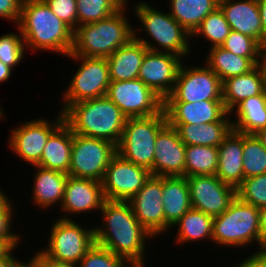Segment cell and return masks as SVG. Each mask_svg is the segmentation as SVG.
I'll return each mask as SVG.
<instances>
[{
	"mask_svg": "<svg viewBox=\"0 0 266 267\" xmlns=\"http://www.w3.org/2000/svg\"><path fill=\"white\" fill-rule=\"evenodd\" d=\"M37 118L17 123V127L9 130L10 135L7 138L9 151L31 166L40 162L50 135L64 122L61 111L57 112L54 120L44 116Z\"/></svg>",
	"mask_w": 266,
	"mask_h": 267,
	"instance_id": "obj_10",
	"label": "cell"
},
{
	"mask_svg": "<svg viewBox=\"0 0 266 267\" xmlns=\"http://www.w3.org/2000/svg\"><path fill=\"white\" fill-rule=\"evenodd\" d=\"M151 172L116 153L101 181L105 200L129 201L150 178Z\"/></svg>",
	"mask_w": 266,
	"mask_h": 267,
	"instance_id": "obj_14",
	"label": "cell"
},
{
	"mask_svg": "<svg viewBox=\"0 0 266 267\" xmlns=\"http://www.w3.org/2000/svg\"><path fill=\"white\" fill-rule=\"evenodd\" d=\"M106 96L127 118L156 115L163 109V100L138 78L111 81Z\"/></svg>",
	"mask_w": 266,
	"mask_h": 267,
	"instance_id": "obj_13",
	"label": "cell"
},
{
	"mask_svg": "<svg viewBox=\"0 0 266 267\" xmlns=\"http://www.w3.org/2000/svg\"><path fill=\"white\" fill-rule=\"evenodd\" d=\"M34 252L32 257L30 256L27 258L28 260H25V258L23 259L24 261L19 259L15 267H45V260L43 257L37 251Z\"/></svg>",
	"mask_w": 266,
	"mask_h": 267,
	"instance_id": "obj_46",
	"label": "cell"
},
{
	"mask_svg": "<svg viewBox=\"0 0 266 267\" xmlns=\"http://www.w3.org/2000/svg\"><path fill=\"white\" fill-rule=\"evenodd\" d=\"M127 8L132 7L123 6L106 19L78 26L73 32V46L69 55L107 58L127 44L134 38V27L128 20Z\"/></svg>",
	"mask_w": 266,
	"mask_h": 267,
	"instance_id": "obj_5",
	"label": "cell"
},
{
	"mask_svg": "<svg viewBox=\"0 0 266 267\" xmlns=\"http://www.w3.org/2000/svg\"><path fill=\"white\" fill-rule=\"evenodd\" d=\"M166 124L167 117L163 109L156 115L127 118L123 135L116 146L117 153L148 169L153 175L155 141Z\"/></svg>",
	"mask_w": 266,
	"mask_h": 267,
	"instance_id": "obj_8",
	"label": "cell"
},
{
	"mask_svg": "<svg viewBox=\"0 0 266 267\" xmlns=\"http://www.w3.org/2000/svg\"><path fill=\"white\" fill-rule=\"evenodd\" d=\"M261 23L263 27V35L266 39V0H258Z\"/></svg>",
	"mask_w": 266,
	"mask_h": 267,
	"instance_id": "obj_50",
	"label": "cell"
},
{
	"mask_svg": "<svg viewBox=\"0 0 266 267\" xmlns=\"http://www.w3.org/2000/svg\"><path fill=\"white\" fill-rule=\"evenodd\" d=\"M148 48L132 38L106 58L111 81H128L138 78L140 66Z\"/></svg>",
	"mask_w": 266,
	"mask_h": 267,
	"instance_id": "obj_26",
	"label": "cell"
},
{
	"mask_svg": "<svg viewBox=\"0 0 266 267\" xmlns=\"http://www.w3.org/2000/svg\"><path fill=\"white\" fill-rule=\"evenodd\" d=\"M183 61L171 94L163 102L222 100V81L204 62L197 66ZM199 65V66H198Z\"/></svg>",
	"mask_w": 266,
	"mask_h": 267,
	"instance_id": "obj_11",
	"label": "cell"
},
{
	"mask_svg": "<svg viewBox=\"0 0 266 267\" xmlns=\"http://www.w3.org/2000/svg\"><path fill=\"white\" fill-rule=\"evenodd\" d=\"M71 131L118 145L127 117L107 96L70 104L63 112Z\"/></svg>",
	"mask_w": 266,
	"mask_h": 267,
	"instance_id": "obj_4",
	"label": "cell"
},
{
	"mask_svg": "<svg viewBox=\"0 0 266 267\" xmlns=\"http://www.w3.org/2000/svg\"><path fill=\"white\" fill-rule=\"evenodd\" d=\"M213 244L221 248L257 246L260 252V212L257 207L241 201L237 196L229 207L213 218ZM223 246V247H222Z\"/></svg>",
	"mask_w": 266,
	"mask_h": 267,
	"instance_id": "obj_6",
	"label": "cell"
},
{
	"mask_svg": "<svg viewBox=\"0 0 266 267\" xmlns=\"http://www.w3.org/2000/svg\"><path fill=\"white\" fill-rule=\"evenodd\" d=\"M78 26L106 19L117 11L123 4L119 0H76Z\"/></svg>",
	"mask_w": 266,
	"mask_h": 267,
	"instance_id": "obj_36",
	"label": "cell"
},
{
	"mask_svg": "<svg viewBox=\"0 0 266 267\" xmlns=\"http://www.w3.org/2000/svg\"><path fill=\"white\" fill-rule=\"evenodd\" d=\"M10 196H7V192L2 191L0 188V205Z\"/></svg>",
	"mask_w": 266,
	"mask_h": 267,
	"instance_id": "obj_54",
	"label": "cell"
},
{
	"mask_svg": "<svg viewBox=\"0 0 266 267\" xmlns=\"http://www.w3.org/2000/svg\"><path fill=\"white\" fill-rule=\"evenodd\" d=\"M231 31L230 25L221 9L218 7L214 12L208 14L200 25L191 34V40L203 38L208 42L209 48L221 46Z\"/></svg>",
	"mask_w": 266,
	"mask_h": 267,
	"instance_id": "obj_34",
	"label": "cell"
},
{
	"mask_svg": "<svg viewBox=\"0 0 266 267\" xmlns=\"http://www.w3.org/2000/svg\"><path fill=\"white\" fill-rule=\"evenodd\" d=\"M219 8L231 30L243 33L262 45L265 38L258 0H219Z\"/></svg>",
	"mask_w": 266,
	"mask_h": 267,
	"instance_id": "obj_21",
	"label": "cell"
},
{
	"mask_svg": "<svg viewBox=\"0 0 266 267\" xmlns=\"http://www.w3.org/2000/svg\"><path fill=\"white\" fill-rule=\"evenodd\" d=\"M265 71V90H266V69H264Z\"/></svg>",
	"mask_w": 266,
	"mask_h": 267,
	"instance_id": "obj_58",
	"label": "cell"
},
{
	"mask_svg": "<svg viewBox=\"0 0 266 267\" xmlns=\"http://www.w3.org/2000/svg\"><path fill=\"white\" fill-rule=\"evenodd\" d=\"M213 218L202 211L191 208L172 226V228H177L175 229L177 233L173 242L177 246L179 244V247L193 244L192 242L197 244V241L200 242V240L202 242L205 240H209L210 243L213 242Z\"/></svg>",
	"mask_w": 266,
	"mask_h": 267,
	"instance_id": "obj_29",
	"label": "cell"
},
{
	"mask_svg": "<svg viewBox=\"0 0 266 267\" xmlns=\"http://www.w3.org/2000/svg\"><path fill=\"white\" fill-rule=\"evenodd\" d=\"M26 51H48L67 57L73 46V30L59 19L43 0H23L16 25Z\"/></svg>",
	"mask_w": 266,
	"mask_h": 267,
	"instance_id": "obj_2",
	"label": "cell"
},
{
	"mask_svg": "<svg viewBox=\"0 0 266 267\" xmlns=\"http://www.w3.org/2000/svg\"><path fill=\"white\" fill-rule=\"evenodd\" d=\"M133 5L135 6H132V11L136 16L135 18L139 21L137 23H141L136 26L133 23L135 27L133 29L134 38L136 40L144 44L151 51L175 54L183 60H186L188 56L191 58L190 55L192 56L193 53L191 50L193 48L191 45V34L169 12L161 11V9L153 7L152 4L144 0L136 1ZM142 31L144 36H142Z\"/></svg>",
	"mask_w": 266,
	"mask_h": 267,
	"instance_id": "obj_3",
	"label": "cell"
},
{
	"mask_svg": "<svg viewBox=\"0 0 266 267\" xmlns=\"http://www.w3.org/2000/svg\"><path fill=\"white\" fill-rule=\"evenodd\" d=\"M1 105V104H0ZM5 112H4V108L0 106V120L2 119H6L5 117ZM5 117V118H4Z\"/></svg>",
	"mask_w": 266,
	"mask_h": 267,
	"instance_id": "obj_55",
	"label": "cell"
},
{
	"mask_svg": "<svg viewBox=\"0 0 266 267\" xmlns=\"http://www.w3.org/2000/svg\"><path fill=\"white\" fill-rule=\"evenodd\" d=\"M17 33H5L0 36V61L13 70L26 57L24 38L16 26Z\"/></svg>",
	"mask_w": 266,
	"mask_h": 267,
	"instance_id": "obj_38",
	"label": "cell"
},
{
	"mask_svg": "<svg viewBox=\"0 0 266 267\" xmlns=\"http://www.w3.org/2000/svg\"><path fill=\"white\" fill-rule=\"evenodd\" d=\"M13 69L0 61V84L6 83L12 77Z\"/></svg>",
	"mask_w": 266,
	"mask_h": 267,
	"instance_id": "obj_49",
	"label": "cell"
},
{
	"mask_svg": "<svg viewBox=\"0 0 266 267\" xmlns=\"http://www.w3.org/2000/svg\"><path fill=\"white\" fill-rule=\"evenodd\" d=\"M264 267H266V251H264Z\"/></svg>",
	"mask_w": 266,
	"mask_h": 267,
	"instance_id": "obj_57",
	"label": "cell"
},
{
	"mask_svg": "<svg viewBox=\"0 0 266 267\" xmlns=\"http://www.w3.org/2000/svg\"><path fill=\"white\" fill-rule=\"evenodd\" d=\"M14 206L15 203L11 198H7L0 205V237H23V235L21 236L17 231L13 232L14 217H17V212H15L17 210Z\"/></svg>",
	"mask_w": 266,
	"mask_h": 267,
	"instance_id": "obj_42",
	"label": "cell"
},
{
	"mask_svg": "<svg viewBox=\"0 0 266 267\" xmlns=\"http://www.w3.org/2000/svg\"><path fill=\"white\" fill-rule=\"evenodd\" d=\"M73 132L63 122L49 137L37 166L68 174L71 163Z\"/></svg>",
	"mask_w": 266,
	"mask_h": 267,
	"instance_id": "obj_27",
	"label": "cell"
},
{
	"mask_svg": "<svg viewBox=\"0 0 266 267\" xmlns=\"http://www.w3.org/2000/svg\"><path fill=\"white\" fill-rule=\"evenodd\" d=\"M169 14L190 34L219 7V0H168Z\"/></svg>",
	"mask_w": 266,
	"mask_h": 267,
	"instance_id": "obj_31",
	"label": "cell"
},
{
	"mask_svg": "<svg viewBox=\"0 0 266 267\" xmlns=\"http://www.w3.org/2000/svg\"><path fill=\"white\" fill-rule=\"evenodd\" d=\"M255 135L266 150V128L259 130Z\"/></svg>",
	"mask_w": 266,
	"mask_h": 267,
	"instance_id": "obj_53",
	"label": "cell"
},
{
	"mask_svg": "<svg viewBox=\"0 0 266 267\" xmlns=\"http://www.w3.org/2000/svg\"><path fill=\"white\" fill-rule=\"evenodd\" d=\"M185 149L177 129L167 123L155 141L153 176H185Z\"/></svg>",
	"mask_w": 266,
	"mask_h": 267,
	"instance_id": "obj_20",
	"label": "cell"
},
{
	"mask_svg": "<svg viewBox=\"0 0 266 267\" xmlns=\"http://www.w3.org/2000/svg\"><path fill=\"white\" fill-rule=\"evenodd\" d=\"M221 47L235 55L249 58L256 66L261 63V45L243 33L231 30Z\"/></svg>",
	"mask_w": 266,
	"mask_h": 267,
	"instance_id": "obj_37",
	"label": "cell"
},
{
	"mask_svg": "<svg viewBox=\"0 0 266 267\" xmlns=\"http://www.w3.org/2000/svg\"><path fill=\"white\" fill-rule=\"evenodd\" d=\"M162 199L167 235L172 232V226L192 208L186 177L163 176Z\"/></svg>",
	"mask_w": 266,
	"mask_h": 267,
	"instance_id": "obj_25",
	"label": "cell"
},
{
	"mask_svg": "<svg viewBox=\"0 0 266 267\" xmlns=\"http://www.w3.org/2000/svg\"><path fill=\"white\" fill-rule=\"evenodd\" d=\"M177 129L185 145L219 147L233 129L232 122H211L200 125L169 124Z\"/></svg>",
	"mask_w": 266,
	"mask_h": 267,
	"instance_id": "obj_30",
	"label": "cell"
},
{
	"mask_svg": "<svg viewBox=\"0 0 266 267\" xmlns=\"http://www.w3.org/2000/svg\"><path fill=\"white\" fill-rule=\"evenodd\" d=\"M205 55L203 62L222 82L227 78L249 73L256 67L249 58L235 55L221 46L209 48Z\"/></svg>",
	"mask_w": 266,
	"mask_h": 267,
	"instance_id": "obj_32",
	"label": "cell"
},
{
	"mask_svg": "<svg viewBox=\"0 0 266 267\" xmlns=\"http://www.w3.org/2000/svg\"><path fill=\"white\" fill-rule=\"evenodd\" d=\"M50 10L73 31L78 27L76 0H43Z\"/></svg>",
	"mask_w": 266,
	"mask_h": 267,
	"instance_id": "obj_41",
	"label": "cell"
},
{
	"mask_svg": "<svg viewBox=\"0 0 266 267\" xmlns=\"http://www.w3.org/2000/svg\"><path fill=\"white\" fill-rule=\"evenodd\" d=\"M162 191L163 176L151 175L144 186L128 201L139 223L155 239L165 235Z\"/></svg>",
	"mask_w": 266,
	"mask_h": 267,
	"instance_id": "obj_16",
	"label": "cell"
},
{
	"mask_svg": "<svg viewBox=\"0 0 266 267\" xmlns=\"http://www.w3.org/2000/svg\"><path fill=\"white\" fill-rule=\"evenodd\" d=\"M104 201L101 182L68 176L61 206L57 207L59 212L65 214L60 213L58 218L73 220L72 216L78 217V214L79 216L89 212H92V215L93 212L100 214L98 211L102 209Z\"/></svg>",
	"mask_w": 266,
	"mask_h": 267,
	"instance_id": "obj_18",
	"label": "cell"
},
{
	"mask_svg": "<svg viewBox=\"0 0 266 267\" xmlns=\"http://www.w3.org/2000/svg\"><path fill=\"white\" fill-rule=\"evenodd\" d=\"M183 61L175 54L147 50L139 69L138 79L164 101L174 88Z\"/></svg>",
	"mask_w": 266,
	"mask_h": 267,
	"instance_id": "obj_17",
	"label": "cell"
},
{
	"mask_svg": "<svg viewBox=\"0 0 266 267\" xmlns=\"http://www.w3.org/2000/svg\"><path fill=\"white\" fill-rule=\"evenodd\" d=\"M241 261L235 263L232 267H264V251H260L256 254L247 255L246 258L239 259Z\"/></svg>",
	"mask_w": 266,
	"mask_h": 267,
	"instance_id": "obj_44",
	"label": "cell"
},
{
	"mask_svg": "<svg viewBox=\"0 0 266 267\" xmlns=\"http://www.w3.org/2000/svg\"><path fill=\"white\" fill-rule=\"evenodd\" d=\"M265 91V71L257 65L249 73L227 78L222 82V100L230 113L239 103Z\"/></svg>",
	"mask_w": 266,
	"mask_h": 267,
	"instance_id": "obj_24",
	"label": "cell"
},
{
	"mask_svg": "<svg viewBox=\"0 0 266 267\" xmlns=\"http://www.w3.org/2000/svg\"><path fill=\"white\" fill-rule=\"evenodd\" d=\"M216 176L237 188L244 179L243 134L235 130L224 138L218 147V168Z\"/></svg>",
	"mask_w": 266,
	"mask_h": 267,
	"instance_id": "obj_23",
	"label": "cell"
},
{
	"mask_svg": "<svg viewBox=\"0 0 266 267\" xmlns=\"http://www.w3.org/2000/svg\"><path fill=\"white\" fill-rule=\"evenodd\" d=\"M23 237H0V257L6 255L13 247L21 246Z\"/></svg>",
	"mask_w": 266,
	"mask_h": 267,
	"instance_id": "obj_45",
	"label": "cell"
},
{
	"mask_svg": "<svg viewBox=\"0 0 266 267\" xmlns=\"http://www.w3.org/2000/svg\"><path fill=\"white\" fill-rule=\"evenodd\" d=\"M23 0H0V18L12 22L15 27L20 19Z\"/></svg>",
	"mask_w": 266,
	"mask_h": 267,
	"instance_id": "obj_43",
	"label": "cell"
},
{
	"mask_svg": "<svg viewBox=\"0 0 266 267\" xmlns=\"http://www.w3.org/2000/svg\"><path fill=\"white\" fill-rule=\"evenodd\" d=\"M218 147L186 145L185 177L194 175H216Z\"/></svg>",
	"mask_w": 266,
	"mask_h": 267,
	"instance_id": "obj_33",
	"label": "cell"
},
{
	"mask_svg": "<svg viewBox=\"0 0 266 267\" xmlns=\"http://www.w3.org/2000/svg\"><path fill=\"white\" fill-rule=\"evenodd\" d=\"M168 124L200 125L211 122H232L223 100L198 102H163Z\"/></svg>",
	"mask_w": 266,
	"mask_h": 267,
	"instance_id": "obj_19",
	"label": "cell"
},
{
	"mask_svg": "<svg viewBox=\"0 0 266 267\" xmlns=\"http://www.w3.org/2000/svg\"><path fill=\"white\" fill-rule=\"evenodd\" d=\"M116 153V145L110 141L73 133L68 175L101 182L110 160Z\"/></svg>",
	"mask_w": 266,
	"mask_h": 267,
	"instance_id": "obj_12",
	"label": "cell"
},
{
	"mask_svg": "<svg viewBox=\"0 0 266 267\" xmlns=\"http://www.w3.org/2000/svg\"><path fill=\"white\" fill-rule=\"evenodd\" d=\"M67 58L79 64L68 85L64 87L59 111L63 112L70 104L106 96L111 82L106 58L78 55H68Z\"/></svg>",
	"mask_w": 266,
	"mask_h": 267,
	"instance_id": "obj_9",
	"label": "cell"
},
{
	"mask_svg": "<svg viewBox=\"0 0 266 267\" xmlns=\"http://www.w3.org/2000/svg\"><path fill=\"white\" fill-rule=\"evenodd\" d=\"M35 169L32 184V193L30 202L32 206L40 208V210H51L54 206H61L64 188L68 178V174L45 169L40 166H32ZM58 204V205H57ZM52 207V208H51ZM51 208V209H50Z\"/></svg>",
	"mask_w": 266,
	"mask_h": 267,
	"instance_id": "obj_22",
	"label": "cell"
},
{
	"mask_svg": "<svg viewBox=\"0 0 266 267\" xmlns=\"http://www.w3.org/2000/svg\"><path fill=\"white\" fill-rule=\"evenodd\" d=\"M45 267H79V264L45 261Z\"/></svg>",
	"mask_w": 266,
	"mask_h": 267,
	"instance_id": "obj_51",
	"label": "cell"
},
{
	"mask_svg": "<svg viewBox=\"0 0 266 267\" xmlns=\"http://www.w3.org/2000/svg\"><path fill=\"white\" fill-rule=\"evenodd\" d=\"M99 212L102 224L94 225L95 243L112 251L131 267H146L147 245L155 237L139 223L129 202L105 200Z\"/></svg>",
	"mask_w": 266,
	"mask_h": 267,
	"instance_id": "obj_1",
	"label": "cell"
},
{
	"mask_svg": "<svg viewBox=\"0 0 266 267\" xmlns=\"http://www.w3.org/2000/svg\"><path fill=\"white\" fill-rule=\"evenodd\" d=\"M54 220L49 229V236L46 237L47 246L40 247L36 251L45 261L78 264L95 244L94 226L85 227L81 225L82 222L75 219L67 220L57 217Z\"/></svg>",
	"mask_w": 266,
	"mask_h": 267,
	"instance_id": "obj_7",
	"label": "cell"
},
{
	"mask_svg": "<svg viewBox=\"0 0 266 267\" xmlns=\"http://www.w3.org/2000/svg\"><path fill=\"white\" fill-rule=\"evenodd\" d=\"M244 179L266 174V150L255 134H243Z\"/></svg>",
	"mask_w": 266,
	"mask_h": 267,
	"instance_id": "obj_35",
	"label": "cell"
},
{
	"mask_svg": "<svg viewBox=\"0 0 266 267\" xmlns=\"http://www.w3.org/2000/svg\"><path fill=\"white\" fill-rule=\"evenodd\" d=\"M18 248L19 247H13L6 255L0 257V267H15L19 258L14 253H17V250H19Z\"/></svg>",
	"mask_w": 266,
	"mask_h": 267,
	"instance_id": "obj_48",
	"label": "cell"
},
{
	"mask_svg": "<svg viewBox=\"0 0 266 267\" xmlns=\"http://www.w3.org/2000/svg\"><path fill=\"white\" fill-rule=\"evenodd\" d=\"M260 65L266 69V39L261 45V63Z\"/></svg>",
	"mask_w": 266,
	"mask_h": 267,
	"instance_id": "obj_52",
	"label": "cell"
},
{
	"mask_svg": "<svg viewBox=\"0 0 266 267\" xmlns=\"http://www.w3.org/2000/svg\"><path fill=\"white\" fill-rule=\"evenodd\" d=\"M230 116L233 130L239 133L256 134L266 128V90L239 103Z\"/></svg>",
	"mask_w": 266,
	"mask_h": 267,
	"instance_id": "obj_28",
	"label": "cell"
},
{
	"mask_svg": "<svg viewBox=\"0 0 266 267\" xmlns=\"http://www.w3.org/2000/svg\"><path fill=\"white\" fill-rule=\"evenodd\" d=\"M260 212V251H266V206Z\"/></svg>",
	"mask_w": 266,
	"mask_h": 267,
	"instance_id": "obj_47",
	"label": "cell"
},
{
	"mask_svg": "<svg viewBox=\"0 0 266 267\" xmlns=\"http://www.w3.org/2000/svg\"><path fill=\"white\" fill-rule=\"evenodd\" d=\"M237 197L258 209L266 206V174L243 179L236 188Z\"/></svg>",
	"mask_w": 266,
	"mask_h": 267,
	"instance_id": "obj_39",
	"label": "cell"
},
{
	"mask_svg": "<svg viewBox=\"0 0 266 267\" xmlns=\"http://www.w3.org/2000/svg\"><path fill=\"white\" fill-rule=\"evenodd\" d=\"M193 209L212 217L221 215L236 198V188L222 182L216 175L186 177Z\"/></svg>",
	"mask_w": 266,
	"mask_h": 267,
	"instance_id": "obj_15",
	"label": "cell"
},
{
	"mask_svg": "<svg viewBox=\"0 0 266 267\" xmlns=\"http://www.w3.org/2000/svg\"><path fill=\"white\" fill-rule=\"evenodd\" d=\"M79 267H131L107 248L95 243L79 261Z\"/></svg>",
	"mask_w": 266,
	"mask_h": 267,
	"instance_id": "obj_40",
	"label": "cell"
},
{
	"mask_svg": "<svg viewBox=\"0 0 266 267\" xmlns=\"http://www.w3.org/2000/svg\"><path fill=\"white\" fill-rule=\"evenodd\" d=\"M122 4H123V6H130V0H119Z\"/></svg>",
	"mask_w": 266,
	"mask_h": 267,
	"instance_id": "obj_56",
	"label": "cell"
}]
</instances>
